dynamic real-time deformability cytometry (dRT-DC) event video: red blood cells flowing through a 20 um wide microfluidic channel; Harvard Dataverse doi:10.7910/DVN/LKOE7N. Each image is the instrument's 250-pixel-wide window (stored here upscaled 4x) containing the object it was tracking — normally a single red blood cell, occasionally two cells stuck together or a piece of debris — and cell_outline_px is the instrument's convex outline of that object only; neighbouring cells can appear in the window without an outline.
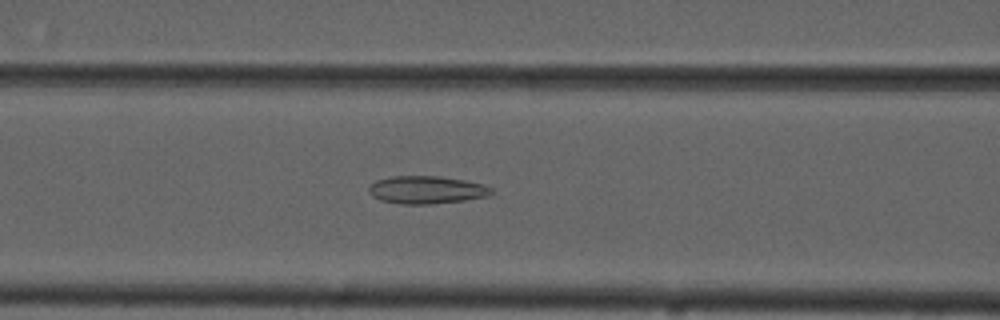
{"species": "common noctule bat (a hibernating species)", "species_latin": "Nyctalus noctula", "temperature_condition": "cold", "stored_images_in_passage": 55, "camera_frame_rate_fps": 3000, "um_per_image_px": 0.085, "animal": {"sex": "male", "forearm_length_mm": 52.5}, "frame": {"image": 1, "passage_image": 23, "time_ms": 7.333, "image_size_px": [1000, 320], "cell_outline_px": [[496, 192], [488, 196], [464, 200], [428, 204], [400, 204], [380, 200], [372, 196], [368, 192], [368, 188], [376, 180], [392, 176], [440, 176], [464, 180], [484, 184], [492, 188]], "centroid_in_image_um": [36.27, 16.13], "position_along_channel_um": 130.3, "area_um2": 19.94}}
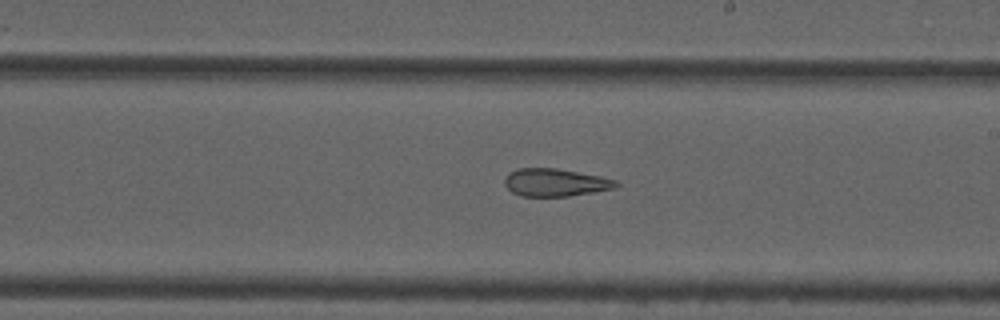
{"frame": {"image": 2, "passage_image": 32, "time_ms": 10.333, "image_size_px": [1000, 320], "cell_outline_px": [[620, 184], [616, 188], [568, 196], [520, 196], [512, 192], [504, 184], [504, 180], [508, 172], [516, 168], [556, 168], [600, 176], [616, 180]], "centroid_in_image_um": [47.18, 15.5], "position_along_channel_um": 241.8, "area_um2": 18.03}}
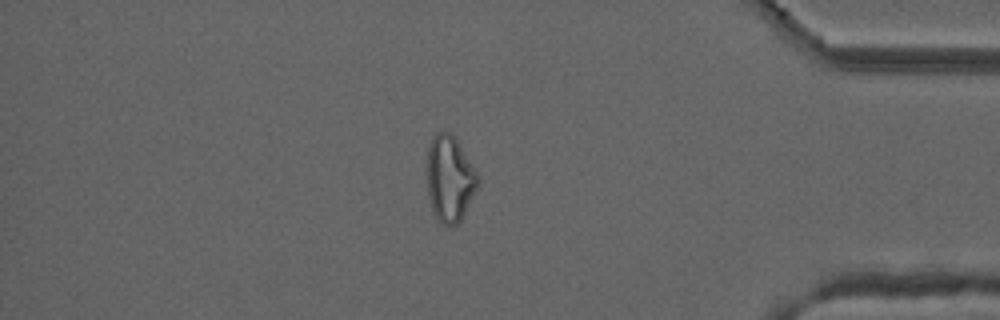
{"frame": {"image": 3, "passage_image": 47, "time_ms": 15.333, "image_size_px": [1000, 320], "cell_outline_px": [[480, 184], [460, 220], [456, 224], [448, 228], [432, 212], [428, 196], [428, 144], [432, 136], [436, 132], [452, 132], [476, 172], [480, 180]], "centroid_in_image_um": [38.22, 15.18], "position_along_channel_um": 397.0, "area_um2": 25.37}, "authors_computed_cell_mechanics": {"area_um2": 24.0448, "velocity_mm_per_s": 3.7195, "shape_relaxation_time_tau1_ms": null, "shape_relaxation_time_tau2_ms": 3.1099, "deformation_change_tau1": null, "deformation_change_tau2": 0.1213}}